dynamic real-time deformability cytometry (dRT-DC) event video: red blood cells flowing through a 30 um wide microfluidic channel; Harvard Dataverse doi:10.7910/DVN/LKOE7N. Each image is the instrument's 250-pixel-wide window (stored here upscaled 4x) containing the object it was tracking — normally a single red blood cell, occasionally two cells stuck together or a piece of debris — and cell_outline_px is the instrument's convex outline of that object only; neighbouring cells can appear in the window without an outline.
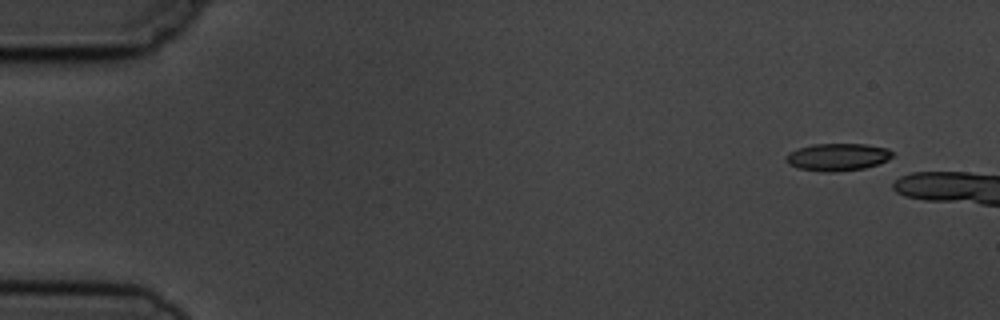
{"species": "common noctule bat (a hibernating species)", "species_latin": "Nyctalus noctula", "temperature_condition": "cold", "stored_images_in_passage": 6, "camera_frame_rate_fps": 3000, "um_per_image_px": 0.085, "animal": {"sex": "male", "body_mass_g": 19.5, "forearm_length_mm": 54.6}, "frame": {"image": 1, "passage_image": 1, "time_ms": 0.0, "image_size_px": [1000, 320], "cell_outline_px": [[892, 156], [888, 160], [864, 168], [832, 172], [824, 172], [796, 168], [788, 164], [784, 160], [784, 156], [788, 152], [812, 144], [864, 144], [888, 148], [892, 152]], "centroid_in_image_um": [71.14, 13.35], "position_along_channel_um": 13.9, "area_um2": 17.05}}